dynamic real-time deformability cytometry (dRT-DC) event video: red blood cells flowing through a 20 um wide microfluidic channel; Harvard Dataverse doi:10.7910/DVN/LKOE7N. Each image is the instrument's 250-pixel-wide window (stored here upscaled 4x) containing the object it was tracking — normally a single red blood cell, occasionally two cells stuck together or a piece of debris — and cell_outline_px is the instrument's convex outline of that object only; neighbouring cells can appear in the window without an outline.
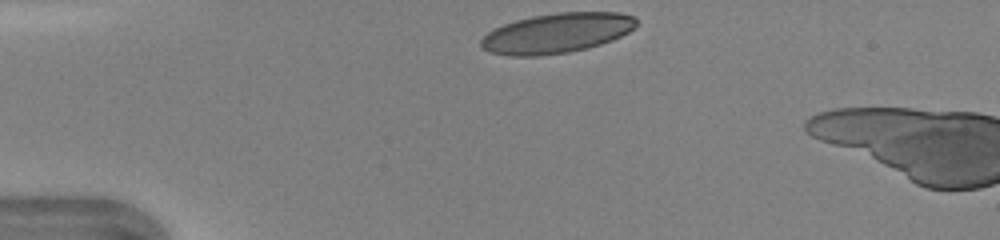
{"species": "human", "species_latin": "Homo sapiens", "temperature_condition": "warm", "stored_images_in_passage": 4, "camera_frame_rate_fps": 3000, "um_per_image_px": 0.085, "donor": {"sex": "female"}, "frame": {"image": 1, "passage_image": 1, "time_ms": 0.0, "image_size_px": [1000, 240], "cell_outline_px": [[636, 24], [628, 32], [612, 40], [600, 44], [568, 52], [536, 56], [508, 56], [488, 52], [480, 48], [480, 40], [488, 32], [504, 24], [516, 20], [532, 16], [560, 12], [620, 12], [632, 16], [636, 20]], "centroid_in_image_um": [47.28, 2.82], "position_along_channel_um": 37.7, "area_um2": 35.95}}